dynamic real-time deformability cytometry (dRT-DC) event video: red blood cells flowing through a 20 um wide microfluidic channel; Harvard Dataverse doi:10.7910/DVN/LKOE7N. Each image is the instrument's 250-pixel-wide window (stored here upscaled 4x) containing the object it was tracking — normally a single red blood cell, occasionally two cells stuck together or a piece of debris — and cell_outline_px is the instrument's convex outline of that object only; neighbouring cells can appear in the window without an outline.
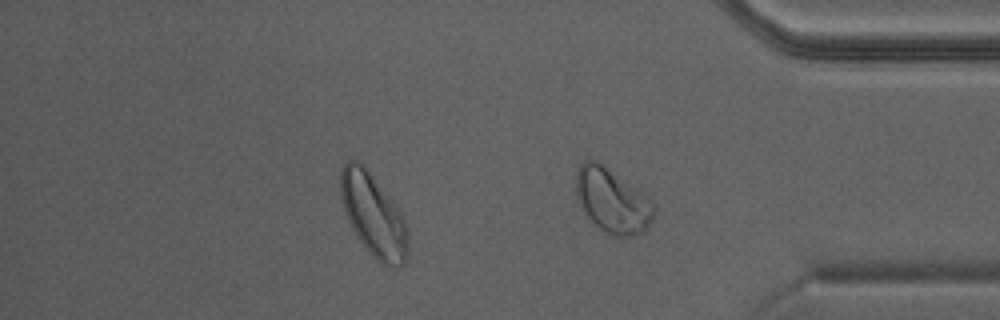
{"species": "Egyptian fruit bat (a non-hibernating species)", "species_latin": "Rousettus aegyptiacus", "temperature_condition": "warm", "stored_images_in_passage": 26, "camera_frame_rate_fps": 3000, "um_per_image_px": 0.085, "animal": {"sex": "male"}, "frame": {"image": 1, "passage_image": 26, "time_ms": 8.333, "image_size_px": [1000, 320], "cell_outline_px": [[656, 208], [652, 220], [648, 228], [644, 232], [636, 236], [612, 236], [604, 232], [592, 224], [584, 212], [580, 204], [576, 192], [576, 176], [580, 164], [584, 160], [596, 160], [644, 192], [656, 204]], "centroid_in_image_um": [52.08, 17.09], "position_along_channel_um": 383.1, "area_um2": 29.71}}